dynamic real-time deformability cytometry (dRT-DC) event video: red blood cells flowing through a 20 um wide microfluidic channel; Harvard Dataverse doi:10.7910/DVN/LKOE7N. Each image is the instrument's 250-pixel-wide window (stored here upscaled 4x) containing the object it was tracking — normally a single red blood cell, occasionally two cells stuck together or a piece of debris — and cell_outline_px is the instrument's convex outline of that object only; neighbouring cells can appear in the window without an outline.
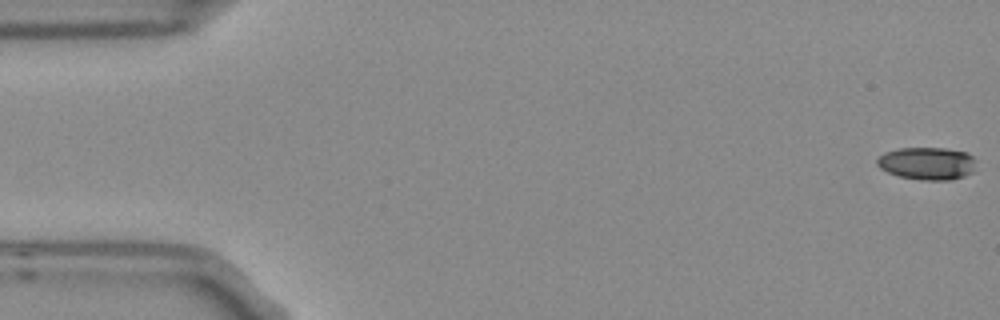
{"species": "Egyptian fruit bat (a non-hibernating species)", "species_latin": "Rousettus aegyptiacus", "temperature_condition": "room temperature", "stored_images_in_passage": 5, "camera_frame_rate_fps": 3000, "um_per_image_px": 0.085, "frame": {"image": 1, "passage_image": 1, "time_ms": 0.0, "image_size_px": [1000, 320], "cell_outline_px": [[976, 160], [972, 172], [964, 176], [952, 180], [920, 180], [900, 176], [888, 172], [880, 168], [876, 164], [876, 160], [884, 152], [900, 148], [944, 148], [968, 152]], "centroid_in_image_um": [78.81, 13.89], "position_along_channel_um": 6.2, "area_um2": 18.9}}
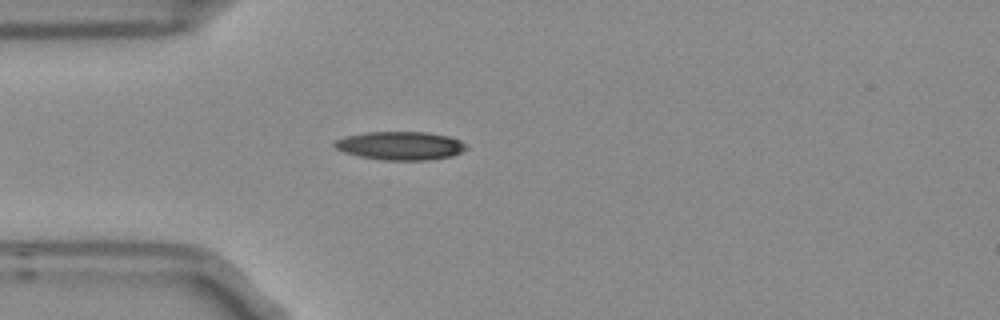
{"frame": {"image": 2, "passage_image": 5, "time_ms": 1.333, "image_size_px": [1000, 320], "cell_outline_px": [[468, 148], [452, 156], [424, 160], [384, 160], [360, 156], [344, 152], [336, 148], [332, 144], [336, 140], [344, 136], [368, 132], [428, 132], [448, 136], [460, 140], [468, 144]], "centroid_in_image_um": [34.05, 12.38], "position_along_channel_um": 51.0, "area_um2": 21.79}}